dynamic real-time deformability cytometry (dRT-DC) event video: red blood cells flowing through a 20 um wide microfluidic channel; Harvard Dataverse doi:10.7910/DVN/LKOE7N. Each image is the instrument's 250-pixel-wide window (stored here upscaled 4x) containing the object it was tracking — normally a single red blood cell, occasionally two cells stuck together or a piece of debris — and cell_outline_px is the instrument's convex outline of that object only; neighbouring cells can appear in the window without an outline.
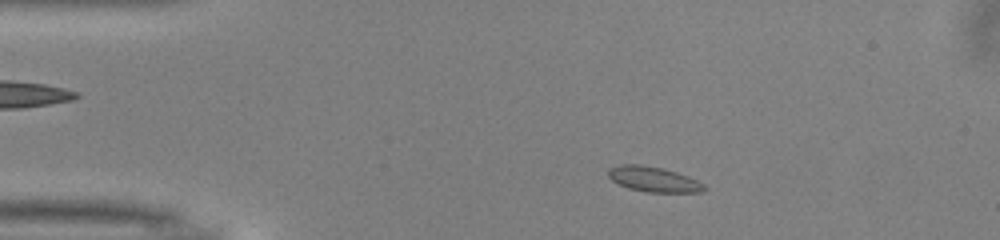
{"species": "common noctule bat (a hibernating species)", "species_latin": "Nyctalus noctula", "temperature_condition": "warm", "stored_images_in_passage": 48, "camera_frame_rate_fps": 3000, "um_per_image_px": 0.085, "animal": {"sex": "male", "body_mass_g": 13.0, "forearm_length_mm": 53.1}, "frame": {"image": 1, "passage_image": 6, "time_ms": 1.667, "image_size_px": [1000, 240], "cell_outline_px": [[708, 188], [700, 192], [648, 192], [628, 188], [612, 180], [608, 176], [608, 168], [620, 164], [640, 164], [664, 168], [688, 176], [704, 184]], "centroid_in_image_um": [55.54, 15.23], "position_along_channel_um": 29.5, "area_um2": 14.1}}
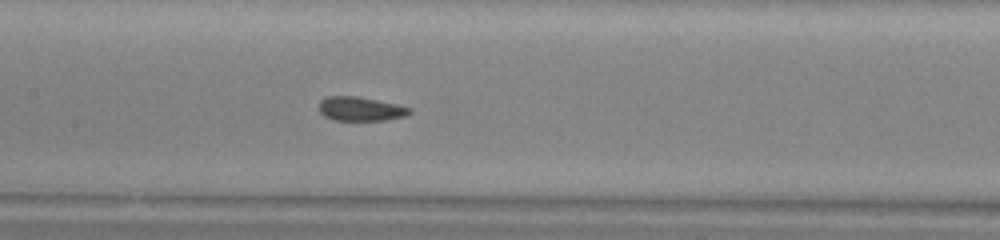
{"frame": {"image": 2, "passage_image": 21, "time_ms": 6.667, "image_size_px": [1000, 240], "cell_outline_px": [[412, 112], [404, 116], [384, 120], [332, 120], [324, 116], [320, 112], [320, 100], [328, 96], [356, 96], [396, 104], [412, 108]], "centroid_in_image_um": [30.64, 9.25], "position_along_channel_um": 176.8, "area_um2": 12.6}}
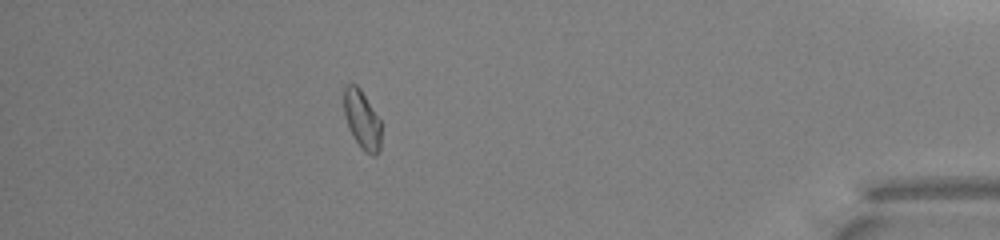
{"frame": {"image": 3, "passage_image": 42, "time_ms": 13.667, "image_size_px": [1000, 240], "cell_outline_px": [[380, 148], [376, 156], [372, 156], [364, 152], [348, 128], [344, 116], [344, 84], [356, 84], [360, 88], [380, 120]], "centroid_in_image_um": [30.75, 10.17], "position_along_channel_um": 404.4, "area_um2": 12.72}, "authors_computed_cell_mechanics": {"area_um2": 13.0628, "velocity_mm_per_s": 3.9915, "shape_relaxation_time_tau1_ms": 3.1993, "shape_relaxation_time_tau2_ms": 0.8957, "deformation_change_tau1": 0.1062, "deformation_change_tau2": 0.0639}}